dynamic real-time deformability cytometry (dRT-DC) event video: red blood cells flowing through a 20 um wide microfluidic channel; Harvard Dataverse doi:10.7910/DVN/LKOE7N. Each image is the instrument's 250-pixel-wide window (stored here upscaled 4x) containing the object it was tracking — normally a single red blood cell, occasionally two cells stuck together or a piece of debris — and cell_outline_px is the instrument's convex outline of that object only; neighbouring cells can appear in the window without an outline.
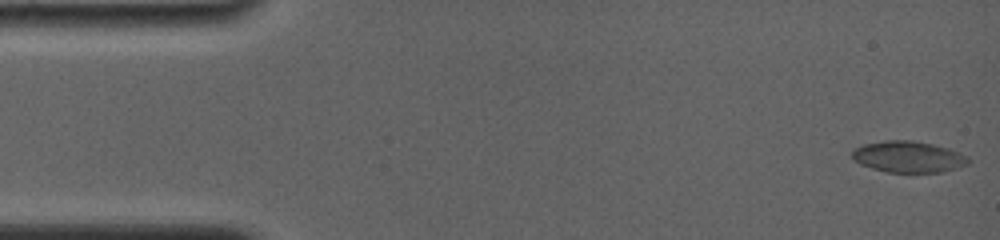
{"species": "common noctule bat (a hibernating species)", "species_latin": "Nyctalus noctula", "temperature_condition": "room temperature", "stored_images_in_passage": 31, "camera_frame_rate_fps": 4000, "um_per_image_px": 0.085, "animal": {"sex": "female", "body_mass_g": 19.0, "forearm_length_mm": 56.7}, "frame": {"image": 1, "passage_image": 1, "time_ms": 0.0, "image_size_px": [1000, 240], "cell_outline_px": [[968, 164], [944, 172], [888, 172], [872, 168], [860, 164], [852, 160], [852, 148], [864, 144], [888, 140], [912, 140], [932, 144], [948, 148], [968, 156]], "centroid_in_image_um": [77.18, 13.33], "position_along_channel_um": 7.8, "area_um2": 21.21}}
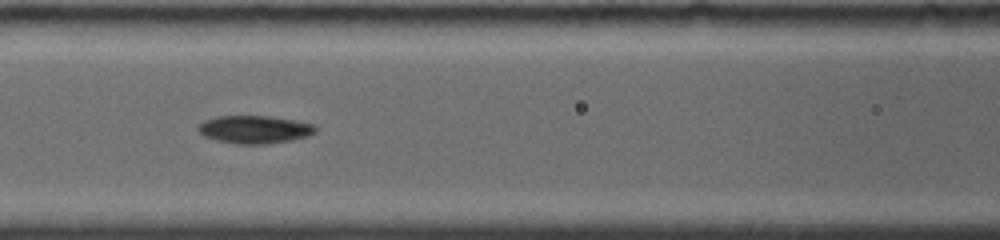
{"frame": {"image": 2, "passage_image": 13, "time_ms": 6.75, "image_size_px": [1000, 240], "cell_outline_px": [[316, 132], [308, 136], [292, 140], [268, 144], [236, 144], [216, 140], [204, 136], [196, 128], [204, 120], [216, 116], [268, 116], [292, 120], [312, 124], [316, 128]], "centroid_in_image_um": [21.61, 11.01], "position_along_channel_um": 145.0, "area_um2": 19.02}}
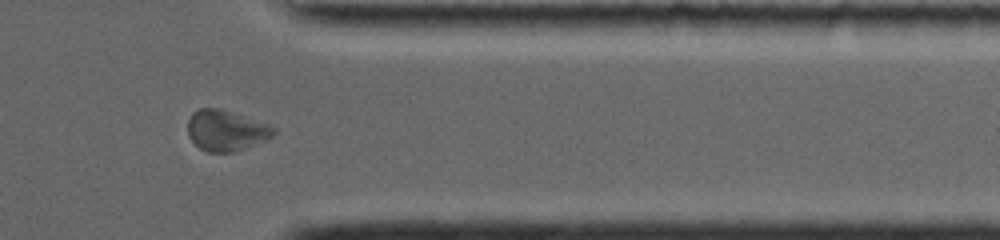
{"frame": {"image": 3, "passage_image": 24, "time_ms": 13.25, "image_size_px": [1000, 240], "cell_outline_px": [[276, 132], [272, 136], [264, 140], [236, 152], [208, 152], [200, 148], [188, 136], [188, 120], [192, 112], [200, 108], [220, 108], [268, 124], [276, 128]], "centroid_in_image_um": [19.2, 11.09], "position_along_channel_um": 392.2, "area_um2": 20.29}, "authors_computed_cell_mechanics": {"area_um2": 19.7098, "velocity_mm_per_s": 3.8054, "shape_relaxation_time_tau1_ms": 3.147, "shape_relaxation_time_tau2_ms": 3.8861, "deformation_change_tau1": 0.097, "deformation_change_tau2": 0.1109}}